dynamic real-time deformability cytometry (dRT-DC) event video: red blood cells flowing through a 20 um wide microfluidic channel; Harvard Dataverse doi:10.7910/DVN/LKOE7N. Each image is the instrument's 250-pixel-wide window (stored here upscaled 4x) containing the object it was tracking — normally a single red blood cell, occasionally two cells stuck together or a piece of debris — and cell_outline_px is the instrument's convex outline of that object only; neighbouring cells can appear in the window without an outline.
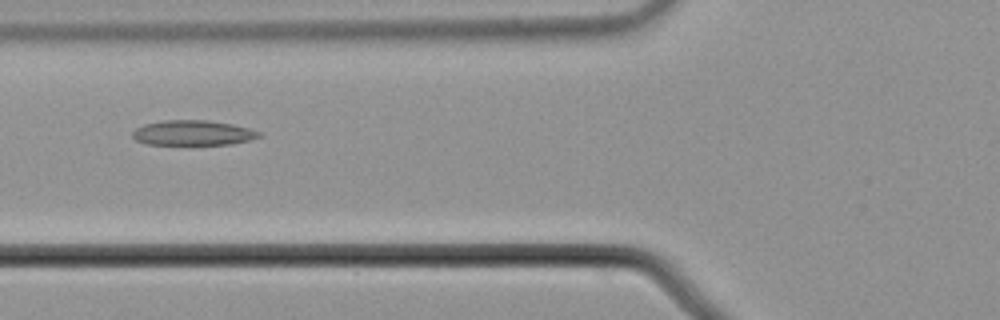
{"species": "common noctule bat (a hibernating species)", "species_latin": "Nyctalus noctula", "temperature_condition": "cold", "stored_images_in_passage": 4, "camera_frame_rate_fps": 3000, "um_per_image_px": 0.085, "animal": {"sex": "male", "body_mass_g": 21.5, "forearm_length_mm": 52.0}, "frame": {"image": 1, "passage_image": 3, "time_ms": 0.667, "image_size_px": [1000, 320], "cell_outline_px": [[264, 136], [252, 140], [232, 144], [144, 144], [136, 140], [132, 136], [132, 132], [136, 128], [144, 124], [164, 120], [208, 120], [232, 124], [252, 128], [264, 132]], "centroid_in_image_um": [16.49, 11.29], "position_along_channel_um": 109.3, "area_um2": 18.79}}
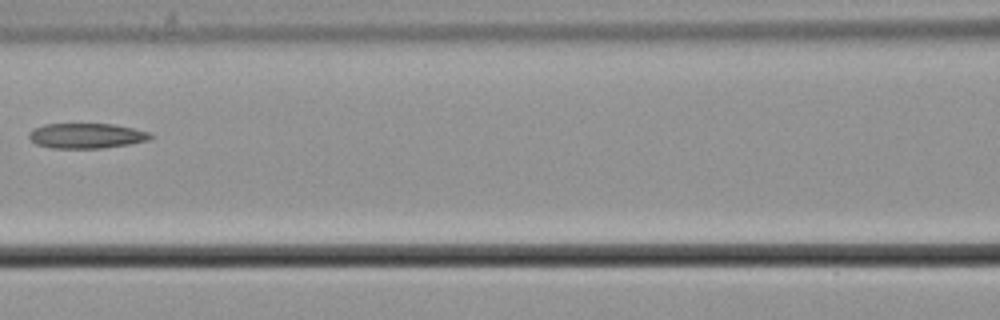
{"frame": {"image": 2, "passage_image": 4, "time_ms": 1.0, "image_size_px": [1000, 320], "cell_outline_px": [[156, 136], [148, 140], [128, 144], [100, 148], [52, 148], [36, 144], [28, 136], [28, 132], [32, 128], [44, 124], [112, 124], [152, 132]], "centroid_in_image_um": [7.35, 11.53], "position_along_channel_um": 159.2, "area_um2": 17.86}}